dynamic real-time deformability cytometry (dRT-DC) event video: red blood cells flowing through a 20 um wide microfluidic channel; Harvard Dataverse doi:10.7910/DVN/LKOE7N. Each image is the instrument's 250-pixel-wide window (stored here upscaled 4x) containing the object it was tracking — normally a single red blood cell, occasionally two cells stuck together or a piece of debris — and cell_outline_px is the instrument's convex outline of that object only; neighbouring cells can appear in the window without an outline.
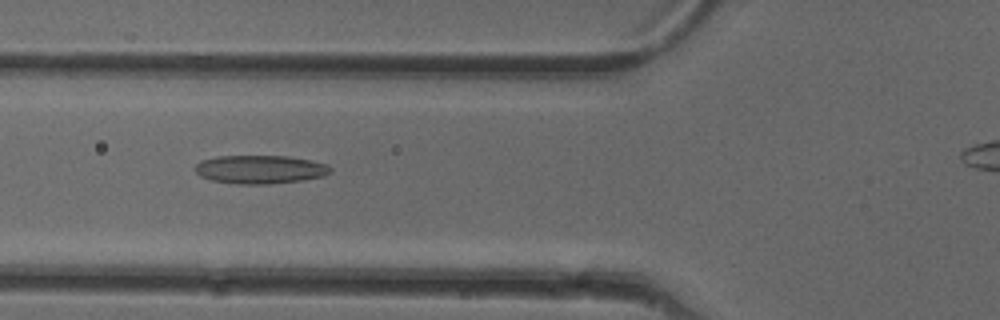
{"species": "common noctule bat (a hibernating species)", "species_latin": "Nyctalus noctula", "temperature_condition": "cold", "stored_images_in_passage": 46, "camera_frame_rate_fps": 3000, "um_per_image_px": 0.085, "animal": {"sex": "female"}, "frame": {"image": 1, "passage_image": 19, "time_ms": 6.0, "image_size_px": [1000, 320], "cell_outline_px": [[332, 172], [324, 176], [304, 180], [268, 184], [236, 184], [212, 180], [200, 176], [196, 172], [196, 164], [200, 160], [216, 156], [288, 156], [312, 160], [328, 164], [332, 168]], "centroid_in_image_um": [22.15, 14.4], "position_along_channel_um": 103.7, "area_um2": 22.66}}
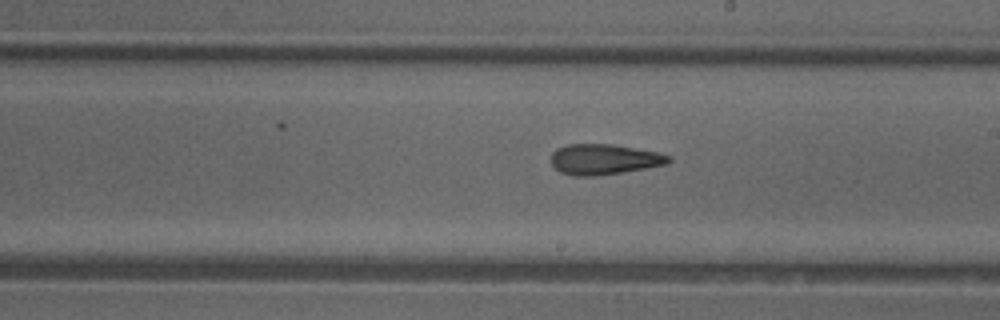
{"frame": {"image": 2, "passage_image": 29, "time_ms": 9.333, "image_size_px": [1000, 320], "cell_outline_px": [[672, 160], [668, 164], [596, 176], [572, 176], [560, 172], [552, 164], [552, 152], [556, 148], [568, 144], [612, 144], [656, 152], [672, 156]], "centroid_in_image_um": [51.33, 13.54], "position_along_channel_um": 237.7, "area_um2": 20.81}}
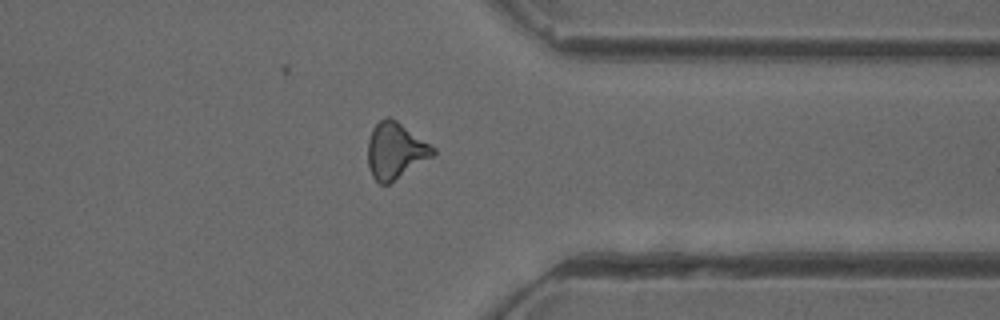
{"frame": {"image": 3, "passage_image": 40, "time_ms": 13.0, "image_size_px": [1000, 320], "cell_outline_px": [[436, 152], [432, 156], [388, 184], [380, 184], [372, 176], [368, 164], [368, 140], [372, 128], [384, 116], [388, 116], [396, 120], [436, 148]], "centroid_in_image_um": [33.59, 12.78], "position_along_channel_um": 377.8, "area_um2": 21.1}, "authors_computed_cell_mechanics": {"area_um2": 21.3571, "velocity_mm_per_s": 4.011, "shape_relaxation_time_tau1_ms": null, "shape_relaxation_time_tau2_ms": 4.3121, "deformation_change_tau1": null, "deformation_change_tau2": 0.1552}}